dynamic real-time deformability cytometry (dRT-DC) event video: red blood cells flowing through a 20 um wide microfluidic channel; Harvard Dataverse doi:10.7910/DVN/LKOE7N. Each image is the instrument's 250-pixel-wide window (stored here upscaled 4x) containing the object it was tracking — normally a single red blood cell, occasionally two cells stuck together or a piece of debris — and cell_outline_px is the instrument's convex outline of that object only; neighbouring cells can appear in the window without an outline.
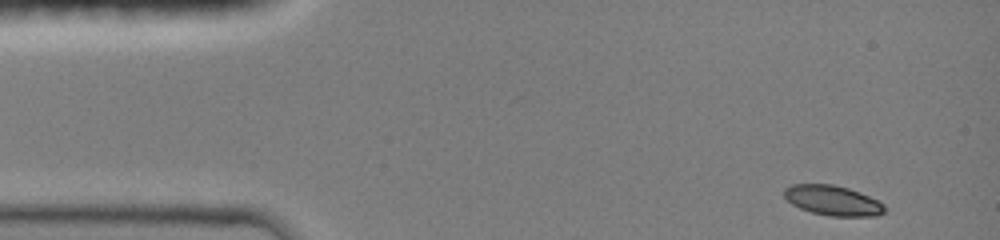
{"species": "common noctule bat (a hibernating species)", "species_latin": "Nyctalus noctula", "temperature_condition": "room temperature", "stored_images_in_passage": 14, "camera_frame_rate_fps": 3000, "um_per_image_px": 0.085, "animal": {"sex": "female", "body_mass_g": 19.0, "forearm_length_mm": 51.5}, "frame": {"image": 1, "passage_image": 1, "time_ms": 0.0, "image_size_px": [1000, 240], "cell_outline_px": [[884, 212], [876, 216], [828, 216], [812, 212], [800, 208], [792, 204], [784, 196], [784, 188], [792, 184], [832, 184], [848, 188], [868, 196], [884, 204]], "centroid_in_image_um": [70.76, 17.04], "position_along_channel_um": 14.2, "area_um2": 17.4}}
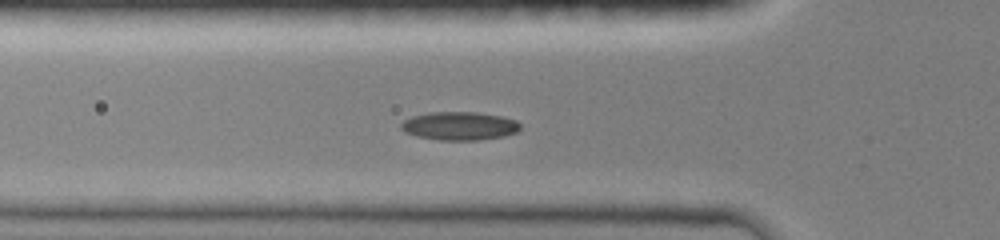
{"frame": {"image": 2, "passage_image": 12, "time_ms": 4.0, "image_size_px": [1000, 240], "cell_outline_px": [[520, 128], [516, 132], [504, 136], [476, 140], [440, 140], [416, 136], [404, 132], [400, 128], [400, 124], [404, 120], [412, 116], [432, 112], [476, 112], [500, 116], [516, 120], [520, 124]], "centroid_in_image_um": [39.03, 10.7], "position_along_channel_um": 86.8, "area_um2": 19.65}}
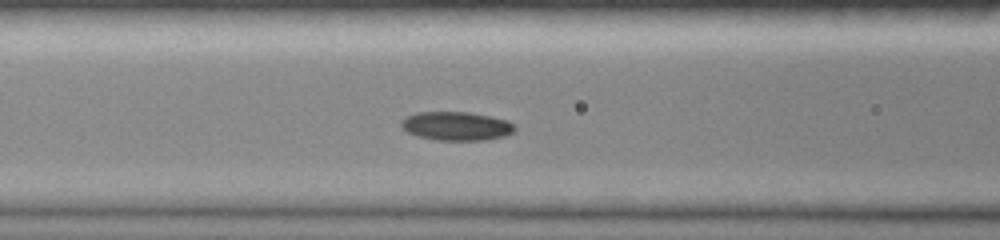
{"frame": {"image": 3, "passage_image": 14, "time_ms": 5.0, "image_size_px": [1000, 240], "cell_outline_px": [[516, 128], [512, 132], [504, 136], [484, 140], [436, 140], [420, 136], [408, 132], [400, 124], [400, 120], [416, 112], [468, 112], [508, 120]], "centroid_in_image_um": [38.78, 10.71], "position_along_channel_um": 127.8, "area_um2": 18.79}}